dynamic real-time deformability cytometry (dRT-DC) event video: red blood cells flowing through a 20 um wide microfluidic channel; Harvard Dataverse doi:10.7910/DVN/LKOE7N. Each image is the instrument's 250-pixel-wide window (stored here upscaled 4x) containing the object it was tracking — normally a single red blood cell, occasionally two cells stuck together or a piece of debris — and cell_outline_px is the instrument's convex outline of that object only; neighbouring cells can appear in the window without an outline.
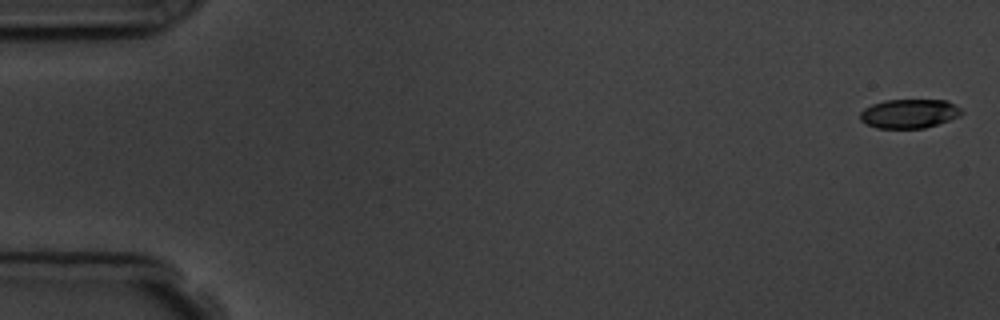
{"species": "common noctule bat (a hibernating species)", "species_latin": "Nyctalus noctula", "temperature_condition": "room temperature", "stored_images_in_passage": 5, "camera_frame_rate_fps": 3000, "um_per_image_px": 0.085, "animal": {"sex": "male", "body_mass_g": 19.5, "forearm_length_mm": 54.6}, "frame": {"image": 1, "passage_image": 1, "time_ms": 0.0, "image_size_px": [1000, 320], "cell_outline_px": [[964, 112], [960, 116], [924, 128], [876, 128], [860, 120], [860, 112], [864, 108], [872, 104], [884, 100], [948, 100], [956, 104]], "centroid_in_image_um": [77.29, 9.64], "position_along_channel_um": 7.7, "area_um2": 17.22}}
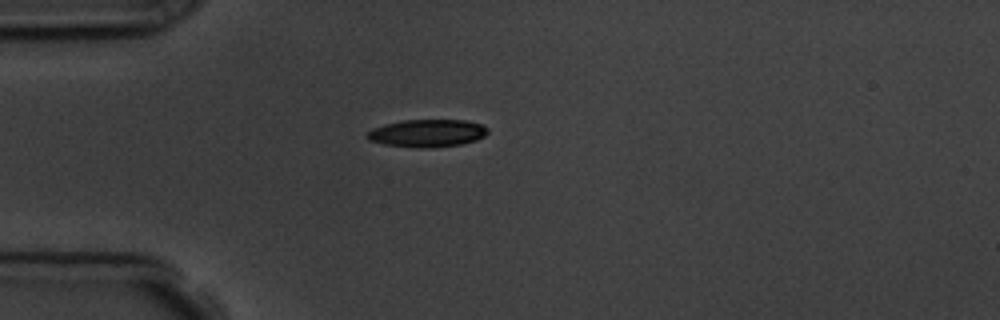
{"frame": {"image": 2, "passage_image": 5, "time_ms": 4.667, "image_size_px": [1000, 320], "cell_outline_px": [[488, 132], [484, 136], [476, 140], [460, 144], [428, 148], [420, 148], [384, 144], [368, 140], [364, 136], [372, 128], [384, 124], [404, 120], [464, 120], [480, 124], [488, 128]], "centroid_in_image_um": [36.28, 11.32], "position_along_channel_um": 48.7, "area_um2": 19.36}}